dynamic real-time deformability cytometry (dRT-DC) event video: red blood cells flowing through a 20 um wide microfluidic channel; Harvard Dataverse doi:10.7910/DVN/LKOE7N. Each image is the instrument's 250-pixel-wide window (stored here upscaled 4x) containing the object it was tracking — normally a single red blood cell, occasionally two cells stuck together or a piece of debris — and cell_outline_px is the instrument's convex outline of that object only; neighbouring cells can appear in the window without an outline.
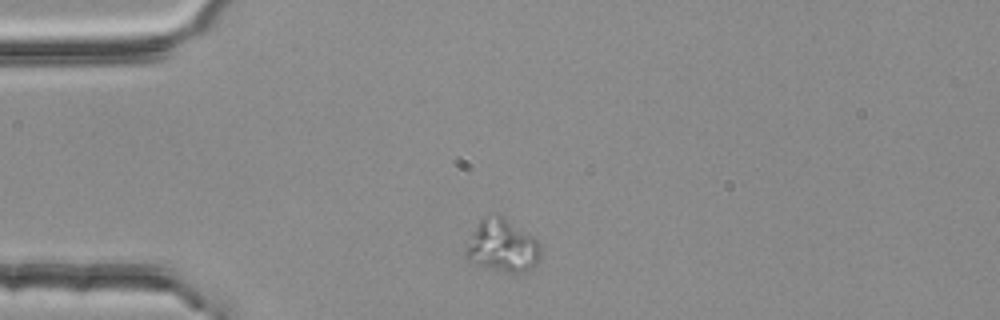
{"species": "common noctule bat (a hibernating species)", "species_latin": "Nyctalus noctula", "temperature_condition": "room temperature", "stored_images_in_passage": 2, "camera_frame_rate_fps": 3000, "um_per_image_px": 0.085, "animal": {"sex": "female", "body_mass_g": 25.1}, "frame": {"image": 1, "passage_image": 1, "time_ms": 0.0, "image_size_px": [1000, 320], "cell_outline_px": [[540, 260], [532, 268], [524, 272], [500, 272], [468, 260], [464, 256], [464, 248], [472, 232], [480, 220], [484, 216], [500, 216], [536, 236], [540, 244]], "centroid_in_image_um": [42.71, 20.91], "position_along_channel_um": 42.3, "area_um2": 23.06}}